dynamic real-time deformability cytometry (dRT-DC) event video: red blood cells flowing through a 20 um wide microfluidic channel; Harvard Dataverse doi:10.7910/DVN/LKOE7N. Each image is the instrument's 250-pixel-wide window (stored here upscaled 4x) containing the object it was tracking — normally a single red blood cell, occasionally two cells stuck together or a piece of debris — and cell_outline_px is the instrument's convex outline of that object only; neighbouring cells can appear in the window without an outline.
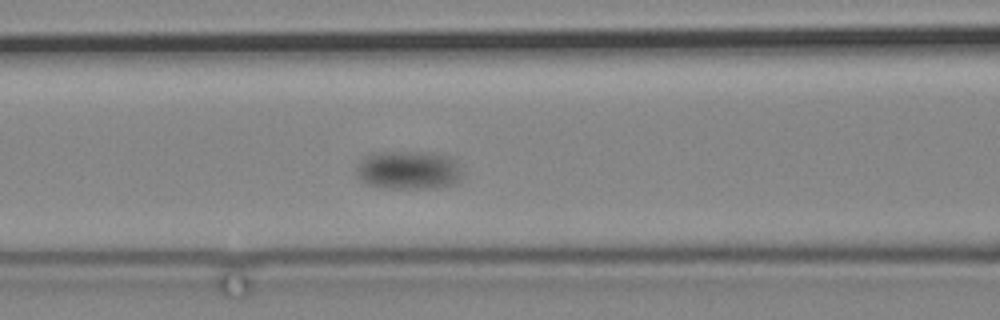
{"species": "common noctule bat (a hibernating species)", "species_latin": "Nyctalus noctula", "temperature_condition": "cold", "stored_images_in_passage": 6, "camera_frame_rate_fps": 3000, "um_per_image_px": 0.085, "animal": {"sex": "male", "body_mass_g": 19.2, "forearm_length_mm": 51.8}, "frame": {"image": 1, "passage_image": 6, "time_ms": 6.333, "image_size_px": [1000, 320], "cell_outline_px": [[464, 176], [460, 180], [452, 184], [436, 188], [384, 188], [368, 184], [360, 180], [356, 172], [356, 164], [364, 156], [376, 152], [432, 152], [448, 156], [456, 160]], "centroid_in_image_um": [34.73, 14.45], "position_along_channel_um": 131.9, "area_um2": 24.16}}